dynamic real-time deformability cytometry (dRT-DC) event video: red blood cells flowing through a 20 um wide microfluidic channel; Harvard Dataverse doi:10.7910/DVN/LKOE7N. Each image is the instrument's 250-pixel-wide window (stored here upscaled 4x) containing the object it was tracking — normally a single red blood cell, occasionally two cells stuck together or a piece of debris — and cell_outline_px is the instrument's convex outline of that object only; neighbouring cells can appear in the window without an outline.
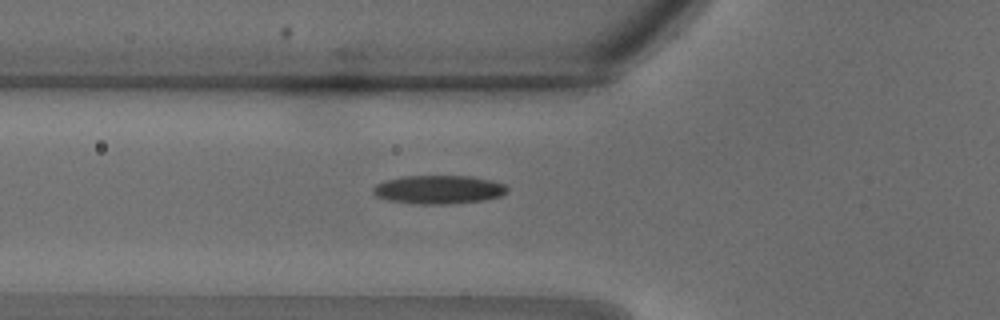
{"species": "common noctule bat (a hibernating species)", "species_latin": "Nyctalus noctula", "temperature_condition": "warm", "stored_images_in_passage": 22, "camera_frame_rate_fps": 3000, "um_per_image_px": 0.085, "animal": {"sex": "male", "body_mass_g": 18.8}, "frame": {"image": 1, "passage_image": 2, "time_ms": 0.333, "image_size_px": [1000, 320], "cell_outline_px": [[508, 192], [500, 196], [484, 200], [448, 204], [420, 204], [388, 200], [376, 196], [372, 192], [372, 188], [376, 184], [384, 180], [404, 176], [472, 176], [492, 180], [504, 184], [508, 188]], "centroid_in_image_um": [37.29, 16.11], "position_along_channel_um": 88.5, "area_um2": 22.43}}
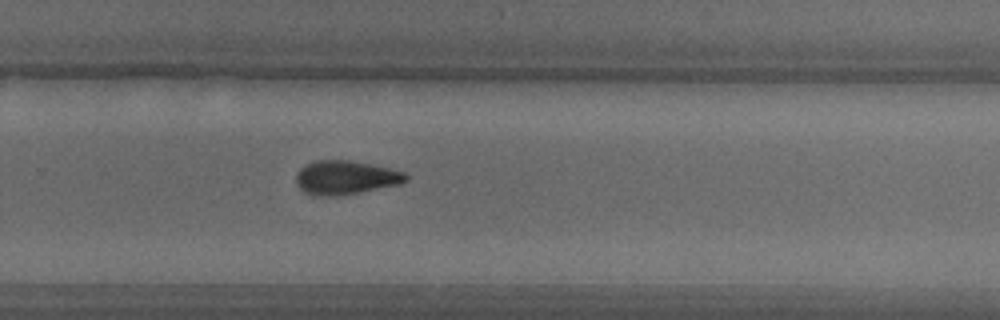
{"frame": {"image": 2, "passage_image": 12, "time_ms": 3.667, "image_size_px": [1000, 320], "cell_outline_px": [[408, 180], [400, 184], [360, 192], [328, 196], [312, 196], [304, 192], [296, 184], [296, 172], [300, 168], [316, 160], [348, 160], [388, 168], [404, 172], [408, 176]], "centroid_in_image_um": [29.34, 15.1], "position_along_channel_um": 300.5, "area_um2": 21.5}}
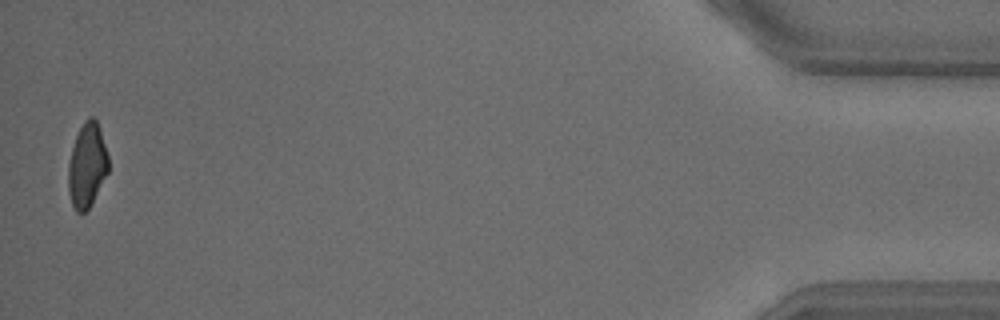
{"frame": {"image": 3, "passage_image": 22, "time_ms": 7.0, "image_size_px": [1000, 320], "cell_outline_px": [[108, 172], [88, 208], [84, 212], [76, 212], [72, 204], [68, 192], [68, 164], [72, 148], [76, 136], [84, 120], [88, 116], [92, 116], [96, 120], [100, 128], [108, 156]], "centroid_in_image_um": [7.39, 14.02], "position_along_channel_um": 427.8, "area_um2": 19.54}}